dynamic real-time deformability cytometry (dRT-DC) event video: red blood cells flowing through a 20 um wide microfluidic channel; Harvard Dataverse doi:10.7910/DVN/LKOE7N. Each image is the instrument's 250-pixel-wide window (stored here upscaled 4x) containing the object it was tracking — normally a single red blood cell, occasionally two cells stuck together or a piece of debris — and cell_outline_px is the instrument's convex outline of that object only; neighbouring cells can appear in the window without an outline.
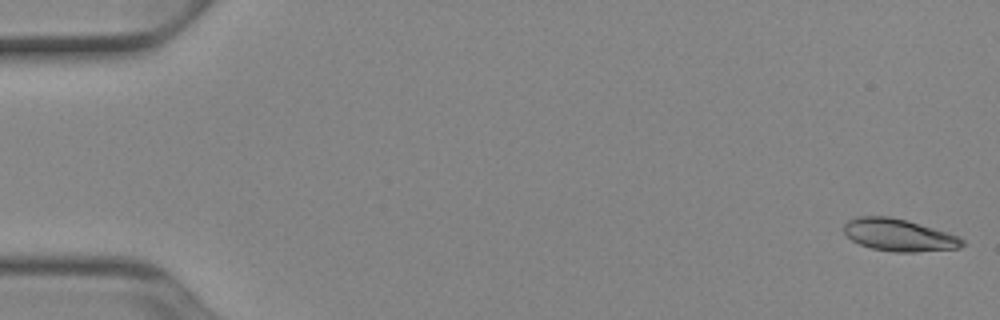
{"species": "Egyptian fruit bat (a non-hibernating species)", "species_latin": "Rousettus aegyptiacus", "temperature_condition": "cold", "stored_images_in_passage": 53, "segment_of_instrument_passage": [1, 2], "camera_frame_rate_fps": 3000, "um_per_image_px": 0.085, "animal": {"sex": "female"}, "frame": {"image": 1, "passage_image": 1, "time_ms": 0.0, "image_size_px": [1000, 320], "cell_outline_px": [[964, 244], [960, 248], [916, 252], [892, 252], [872, 248], [860, 244], [852, 240], [844, 232], [844, 224], [848, 220], [856, 216], [888, 216], [908, 220], [948, 232], [960, 236], [964, 240]], "centroid_in_image_um": [76.43, 19.97], "position_along_channel_um": 8.6, "area_um2": 22.43}}
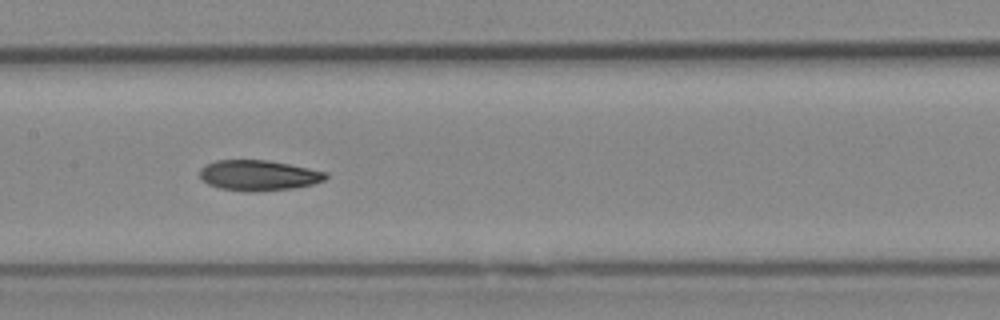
{"frame": {"image": 2, "passage_image": 26, "time_ms": 8.333, "image_size_px": [1000, 320], "cell_outline_px": [[328, 176], [324, 180], [312, 184], [292, 188], [252, 192], [248, 192], [220, 188], [208, 184], [200, 180], [200, 168], [204, 164], [216, 160], [268, 160], [328, 172]], "centroid_in_image_um": [21.93, 14.9], "position_along_channel_um": 185.5, "area_um2": 22.43}}
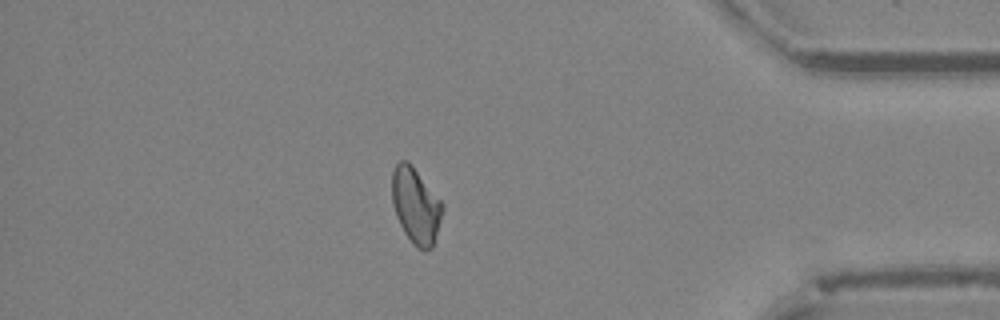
{"frame": {"image": 3, "passage_image": 45, "time_ms": 14.667, "image_size_px": [1000, 320], "cell_outline_px": [[444, 208], [432, 248], [424, 252], [416, 248], [412, 244], [404, 232], [396, 216], [392, 204], [392, 172], [396, 164], [400, 160], [404, 160], [416, 172], [444, 204]], "centroid_in_image_um": [35.33, 17.55], "position_along_channel_um": 399.9, "area_um2": 21.96}}